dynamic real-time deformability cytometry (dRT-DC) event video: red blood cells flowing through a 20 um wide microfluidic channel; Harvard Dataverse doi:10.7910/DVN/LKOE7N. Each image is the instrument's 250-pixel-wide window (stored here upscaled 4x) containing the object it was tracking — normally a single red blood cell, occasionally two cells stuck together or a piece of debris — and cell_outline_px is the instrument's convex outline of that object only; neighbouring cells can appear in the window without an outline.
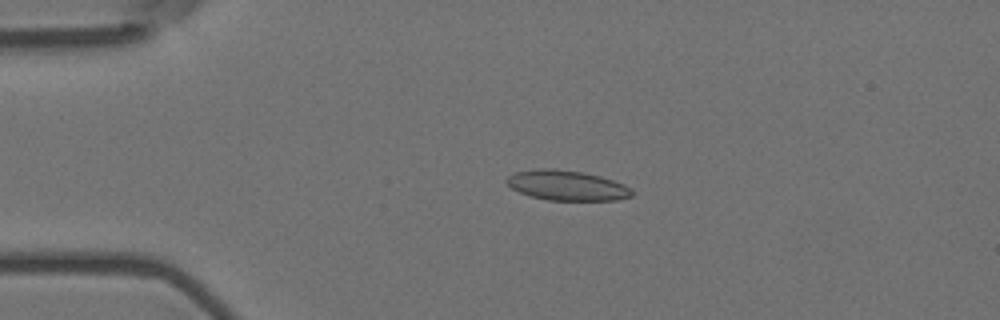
{"species": "Egyptian fruit bat (a non-hibernating species)", "species_latin": "Rousettus aegyptiacus", "temperature_condition": "room temperature", "stored_images_in_passage": 5, "camera_frame_rate_fps": 3000, "um_per_image_px": 0.085, "animal": {"sex": "female"}, "frame": {"image": 1, "passage_image": 4, "time_ms": 1.0, "image_size_px": [1000, 320], "cell_outline_px": [[632, 196], [616, 200], [548, 200], [532, 196], [520, 192], [512, 188], [504, 180], [508, 176], [516, 172], [540, 168], [552, 168], [584, 172], [600, 176], [624, 184], [632, 188]], "centroid_in_image_um": [48.19, 15.75], "position_along_channel_um": 36.8, "area_um2": 21.85}}